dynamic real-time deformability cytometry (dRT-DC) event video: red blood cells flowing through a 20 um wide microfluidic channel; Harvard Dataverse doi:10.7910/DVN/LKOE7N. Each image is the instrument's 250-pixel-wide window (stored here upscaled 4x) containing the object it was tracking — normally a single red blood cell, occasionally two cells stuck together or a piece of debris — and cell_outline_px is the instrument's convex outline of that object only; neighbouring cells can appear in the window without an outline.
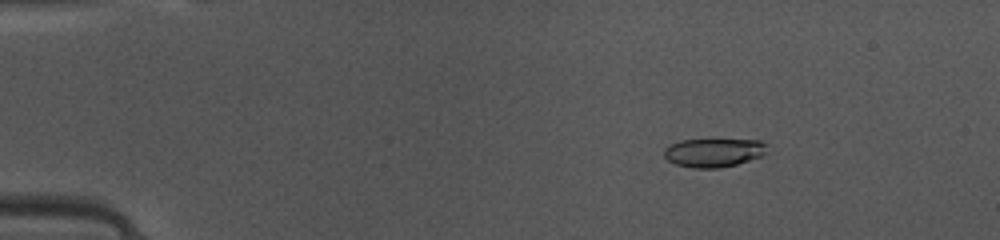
{"species": "common noctule bat (a hibernating species)", "species_latin": "Nyctalus noctula", "temperature_condition": "warm", "stored_images_in_passage": 49, "camera_frame_rate_fps": 3000, "um_per_image_px": 0.085, "animal": {"sex": "female", "body_mass_g": 10.0, "forearm_length_mm": 53.1}, "frame": {"image": 1, "passage_image": 8, "time_ms": 2.333, "image_size_px": [1000, 240], "cell_outline_px": [[764, 152], [760, 156], [736, 164], [720, 168], [692, 168], [676, 164], [668, 160], [664, 156], [664, 148], [680, 140], [760, 140], [764, 144]], "centroid_in_image_um": [60.59, 12.98], "position_along_channel_um": 24.4, "area_um2": 16.82}}
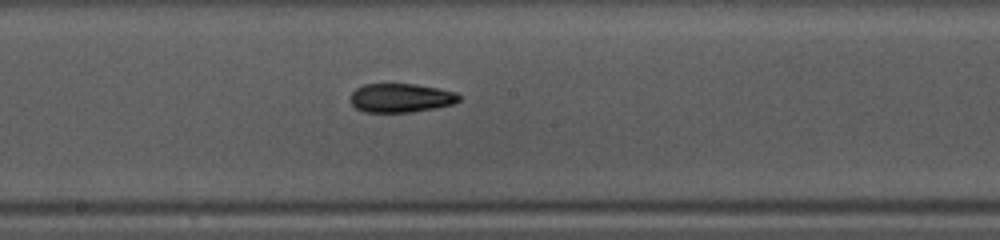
{"frame": {"image": 2, "passage_image": 27, "time_ms": 8.667, "image_size_px": [1000, 240], "cell_outline_px": [[460, 100], [452, 104], [436, 108], [412, 112], [364, 112], [356, 108], [348, 100], [352, 92], [356, 88], [364, 84], [416, 84], [440, 88], [456, 92], [460, 96]], "centroid_in_image_um": [34.06, 8.32], "position_along_channel_um": 214.1, "area_um2": 18.5}}
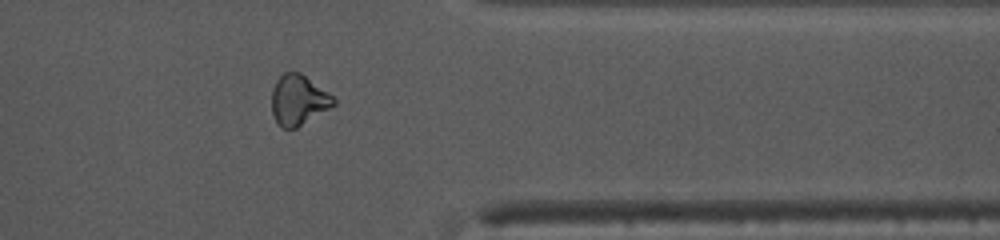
{"frame": {"image": 3, "passage_image": 40, "time_ms": 13.0, "image_size_px": [1000, 240], "cell_outline_px": [[336, 104], [296, 128], [280, 128], [272, 112], [272, 88], [276, 80], [284, 72], [300, 72], [332, 96], [336, 100]], "centroid_in_image_um": [25.34, 8.5], "position_along_channel_um": 386.1, "area_um2": 17.86}, "authors_computed_cell_mechanics": {"area_um2": 18.207, "velocity_mm_per_s": 4.1419, "shape_relaxation_time_tau1_ms": 7.4584, "shape_relaxation_time_tau2_ms": 3.5723, "deformation_change_tau1": 0.1712, "deformation_change_tau2": 0.1083}}